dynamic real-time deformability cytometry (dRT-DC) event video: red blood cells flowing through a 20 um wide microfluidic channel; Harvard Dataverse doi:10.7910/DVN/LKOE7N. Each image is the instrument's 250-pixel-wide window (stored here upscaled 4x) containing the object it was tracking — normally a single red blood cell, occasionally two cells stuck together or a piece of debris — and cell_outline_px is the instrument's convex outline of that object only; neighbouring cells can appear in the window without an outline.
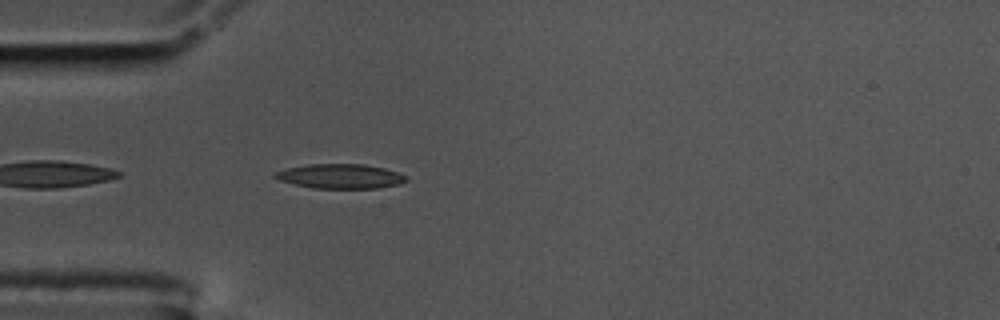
{"species": "common noctule bat (a hibernating species)", "species_latin": "Nyctalus noctula", "temperature_condition": "cold", "stored_images_in_passage": 22, "camera_frame_rate_fps": 3000, "um_per_image_px": 0.085, "animal": {"sex": "male", "body_mass_g": 17.5, "forearm_length_mm": 52.3}, "frame": {"image": 1, "passage_image": 2, "time_ms": 0.333, "image_size_px": [1000, 320], "cell_outline_px": [[408, 180], [400, 184], [376, 188], [312, 188], [280, 180], [272, 176], [276, 172], [288, 168], [308, 164], [364, 164], [384, 168], [408, 176]], "centroid_in_image_um": [28.96, 14.98], "position_along_channel_um": 56.0, "area_um2": 18.61}}
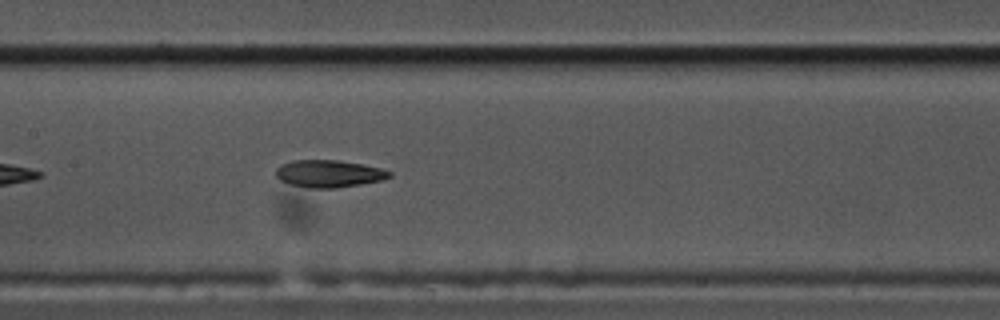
{"frame": {"image": 2, "passage_image": 13, "time_ms": 4.0, "image_size_px": [1000, 320], "cell_outline_px": [[392, 176], [384, 180], [336, 188], [308, 188], [292, 184], [280, 180], [276, 176], [276, 168], [280, 164], [292, 160], [336, 160], [360, 164], [380, 168], [392, 172]], "centroid_in_image_um": [27.95, 14.76], "position_along_channel_um": 179.5, "area_um2": 18.03}}
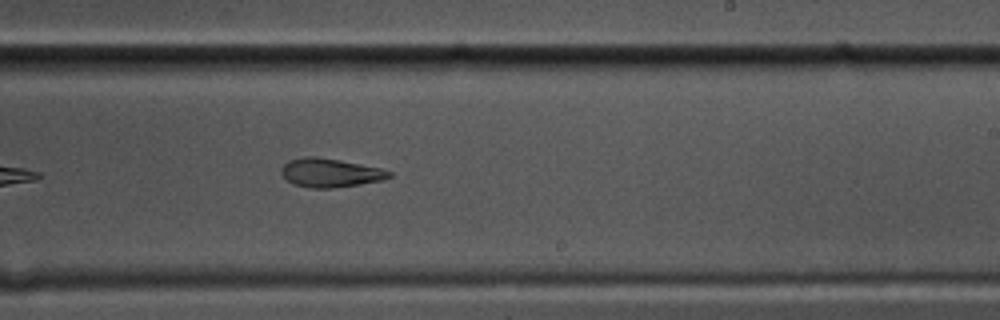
{"frame": {"image": 3, "passage_image": 20, "time_ms": 6.333, "image_size_px": [1000, 320], "cell_outline_px": [[392, 176], [384, 180], [360, 184], [332, 188], [312, 188], [292, 184], [280, 172], [280, 168], [288, 160], [304, 156], [316, 156], [340, 160], [380, 168], [392, 172]], "centroid_in_image_um": [28.05, 14.68], "position_along_channel_um": 260.9, "area_um2": 18.15}}